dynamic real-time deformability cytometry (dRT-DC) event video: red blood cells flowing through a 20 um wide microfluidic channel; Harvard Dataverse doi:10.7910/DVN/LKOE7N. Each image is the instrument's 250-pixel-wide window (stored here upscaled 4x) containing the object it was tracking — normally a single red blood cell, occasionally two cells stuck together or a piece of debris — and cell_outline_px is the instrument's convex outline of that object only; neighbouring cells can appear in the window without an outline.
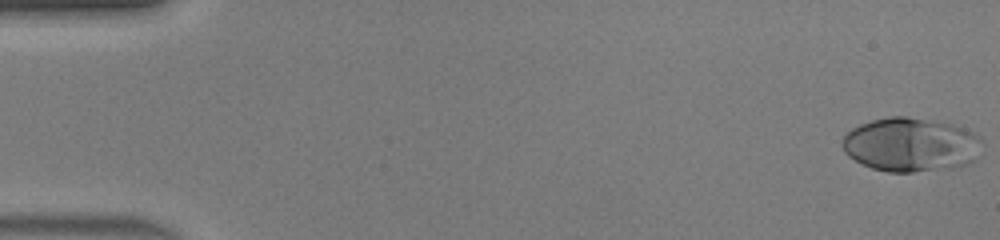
{"species": "human", "species_latin": "Homo sapiens", "temperature_condition": "warm", "stored_images_in_passage": 46, "camera_frame_rate_fps": 3000, "um_per_image_px": 0.085, "donor": {"sex": "male"}, "frame": {"image": 1, "passage_image": 1, "time_ms": 0.0, "image_size_px": [1000, 240], "cell_outline_px": [[984, 144], [980, 156], [976, 160], [968, 164], [952, 168], [912, 172], [888, 172], [872, 168], [848, 156], [844, 152], [844, 136], [852, 128], [860, 124], [872, 120], [888, 116], [904, 116], [952, 124], [964, 128], [980, 136]], "centroid_in_image_um": [77.49, 12.3], "position_along_channel_um": 7.5, "area_um2": 44.22}}
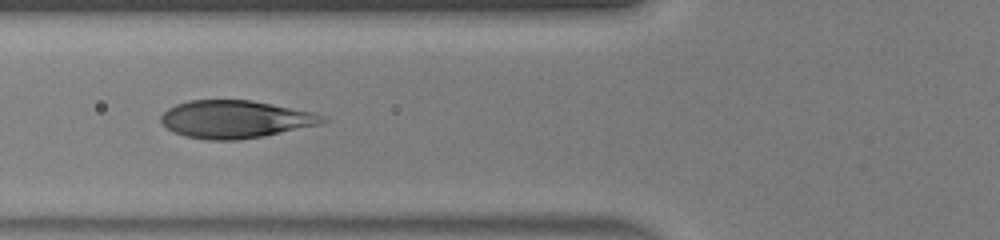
{"frame": {"image": 2, "passage_image": 18, "time_ms": 5.667, "image_size_px": [1000, 240], "cell_outline_px": [[332, 120], [320, 124], [264, 136], [236, 140], [208, 140], [184, 136], [168, 128], [160, 120], [160, 116], [168, 108], [176, 104], [188, 100], [252, 100], [316, 112]], "centroid_in_image_um": [20.05, 10.13], "position_along_channel_um": 105.8, "area_um2": 35.66}}
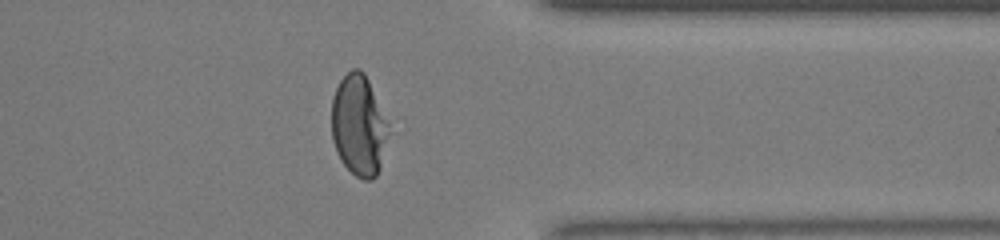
{"frame": {"image": 3, "passage_image": 37, "time_ms": 12.0, "image_size_px": [1000, 240], "cell_outline_px": [[392, 132], [380, 168], [376, 176], [372, 180], [364, 180], [356, 176], [340, 160], [336, 152], [332, 140], [332, 96], [340, 80], [352, 68], [360, 68], [364, 72], [368, 80]], "centroid_in_image_um": [30.52, 10.69], "position_along_channel_um": 380.9, "area_um2": 33.93}, "authors_computed_cell_mechanics": {"area_um2": 36.9342, "velocity_mm_per_s": 4.4719, "shape_relaxation_time_tau1_ms": 4.6412, "shape_relaxation_time_tau2_ms": null, "deformation_change_tau1": 0.2875, "deformation_change_tau2": null}}